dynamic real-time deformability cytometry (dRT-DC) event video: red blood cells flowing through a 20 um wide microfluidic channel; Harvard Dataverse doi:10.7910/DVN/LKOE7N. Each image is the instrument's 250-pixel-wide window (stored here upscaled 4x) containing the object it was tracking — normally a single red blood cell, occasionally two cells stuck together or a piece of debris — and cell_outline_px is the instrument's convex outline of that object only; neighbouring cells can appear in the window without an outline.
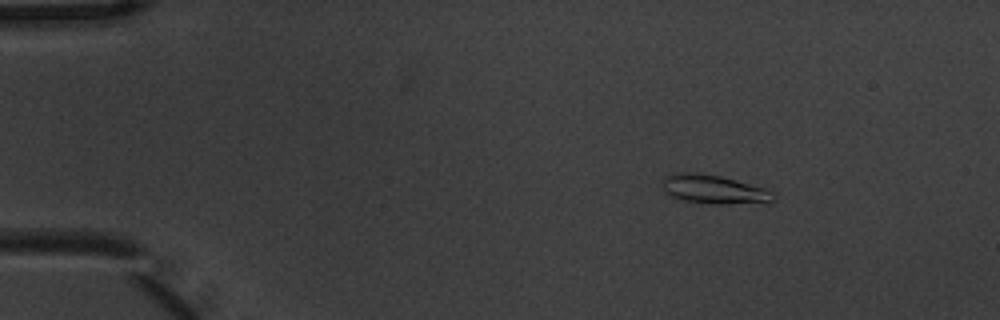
{"species": "common noctule bat (a hibernating species)", "species_latin": "Nyctalus noctula", "temperature_condition": "warm", "stored_images_in_passage": 7, "camera_frame_rate_fps": 3000, "um_per_image_px": 0.085, "animal": {"sex": "male", "body_mass_g": 20.1, "forearm_length_mm": 53.5}, "frame": {"image": 1, "passage_image": 3, "time_ms": 0.667, "image_size_px": [1000, 320], "cell_outline_px": [[776, 192], [772, 200], [768, 204], [712, 204], [680, 200], [668, 196], [664, 192], [664, 176], [676, 172], [688, 172], [720, 176], [736, 180], [764, 188]], "centroid_in_image_um": [60.71, 16.13], "position_along_channel_um": 24.3, "area_um2": 19.02}}
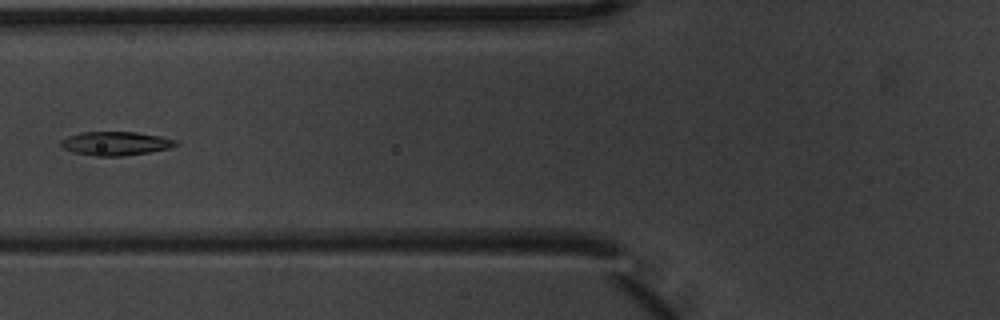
{"frame": {"image": 2, "passage_image": 7, "time_ms": 2.0, "image_size_px": [1000, 320], "cell_outline_px": [[180, 144], [168, 148], [148, 152], [124, 156], [96, 156], [72, 152], [64, 148], [60, 144], [60, 140], [68, 136], [84, 132], [136, 132], [160, 136], [176, 140]], "centroid_in_image_um": [9.82, 12.19], "position_along_channel_um": 116.0, "area_um2": 15.84}}